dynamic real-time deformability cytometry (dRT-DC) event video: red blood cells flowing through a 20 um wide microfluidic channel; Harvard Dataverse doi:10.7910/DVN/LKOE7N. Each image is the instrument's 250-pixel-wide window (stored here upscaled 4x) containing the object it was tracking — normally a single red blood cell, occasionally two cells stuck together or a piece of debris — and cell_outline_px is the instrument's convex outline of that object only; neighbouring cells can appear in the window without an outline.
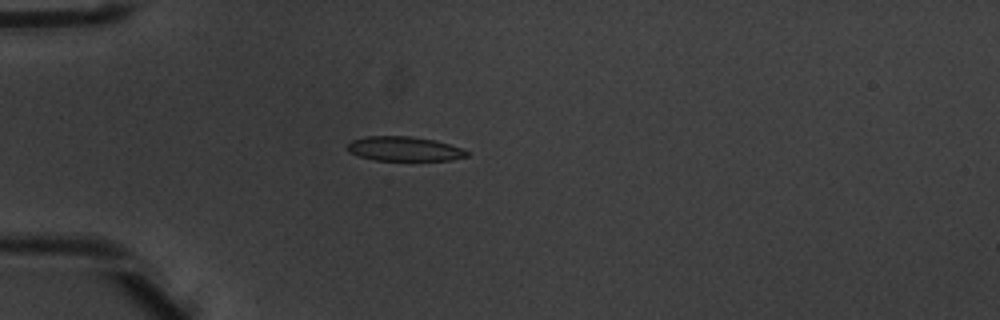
{"species": "common noctule bat (a hibernating species)", "species_latin": "Nyctalus noctula", "temperature_condition": "warm", "stored_images_in_passage": 6, "camera_frame_rate_fps": 3000, "um_per_image_px": 0.085, "animal": {"sex": "male", "body_mass_g": 20.1, "forearm_length_mm": 53.5}, "frame": {"image": 1, "passage_image": 5, "time_ms": 1.333, "image_size_px": [1000, 320], "cell_outline_px": [[468, 156], [452, 160], [376, 160], [360, 156], [348, 152], [348, 144], [352, 140], [364, 136], [412, 136], [432, 140], [464, 148], [468, 152]], "centroid_in_image_um": [34.37, 12.65], "position_along_channel_um": 50.6, "area_um2": 16.94}}